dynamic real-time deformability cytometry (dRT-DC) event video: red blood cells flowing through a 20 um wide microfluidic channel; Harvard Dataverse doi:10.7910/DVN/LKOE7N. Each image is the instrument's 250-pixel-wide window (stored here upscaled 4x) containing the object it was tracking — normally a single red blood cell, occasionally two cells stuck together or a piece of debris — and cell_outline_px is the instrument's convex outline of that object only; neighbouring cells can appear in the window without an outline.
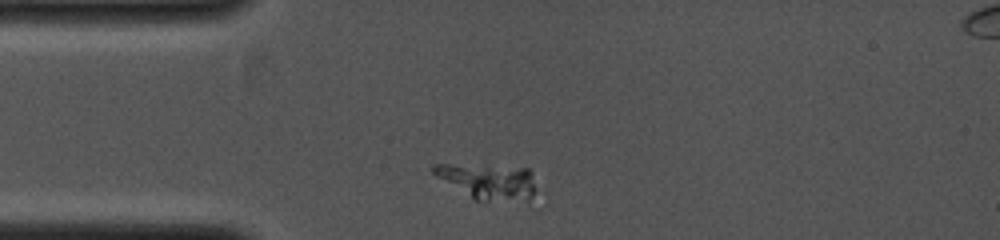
{"species": "common noctule bat (a hibernating species)", "species_latin": "Nyctalus noctula", "temperature_condition": "cold", "stored_images_in_passage": 17, "camera_frame_rate_fps": 4000, "um_per_image_px": 0.085, "animal": {"sex": "female", "body_mass_g": 19.0, "forearm_length_mm": 53.3}, "frame": {"image": 1, "passage_image": 2, "time_ms": 0.25, "image_size_px": [1000, 240], "cell_outline_px": [[532, 196], [528, 200], [484, 204], [476, 200], [436, 176], [432, 172], [432, 168], [436, 164], [448, 164], [528, 168], [532, 172]], "centroid_in_image_um": [41.49, 15.46], "position_along_channel_um": 43.5, "area_um2": 21.1}}
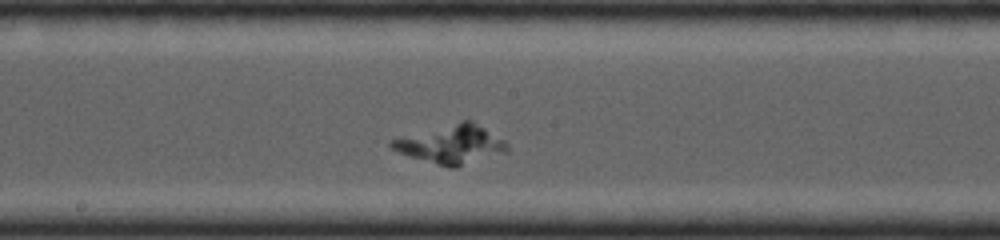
{"frame": {"image": 2, "passage_image": 15, "time_ms": 3.5, "image_size_px": [1000, 240], "cell_outline_px": [[508, 152], [456, 168], [452, 168], [412, 156], [400, 152], [392, 148], [388, 144], [392, 140], [464, 120], [472, 120], [504, 140], [508, 148]], "centroid_in_image_um": [38.46, 12.28], "position_along_channel_um": 209.7, "area_um2": 25.14}}
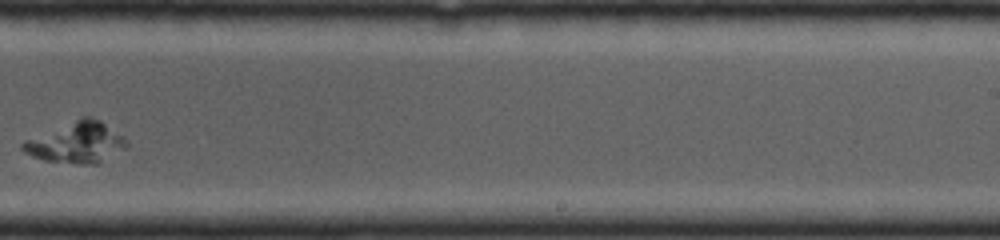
{"frame": {"image": 3, "passage_image": 17, "time_ms": 4.0, "image_size_px": [1000, 240], "cell_outline_px": [[128, 148], [96, 164], [76, 164], [44, 160], [32, 156], [24, 152], [20, 148], [20, 144], [24, 140], [84, 116], [88, 116], [100, 120], [124, 136], [128, 144]], "centroid_in_image_um": [6.52, 12.13], "position_along_channel_um": 282.5, "area_um2": 24.74}}